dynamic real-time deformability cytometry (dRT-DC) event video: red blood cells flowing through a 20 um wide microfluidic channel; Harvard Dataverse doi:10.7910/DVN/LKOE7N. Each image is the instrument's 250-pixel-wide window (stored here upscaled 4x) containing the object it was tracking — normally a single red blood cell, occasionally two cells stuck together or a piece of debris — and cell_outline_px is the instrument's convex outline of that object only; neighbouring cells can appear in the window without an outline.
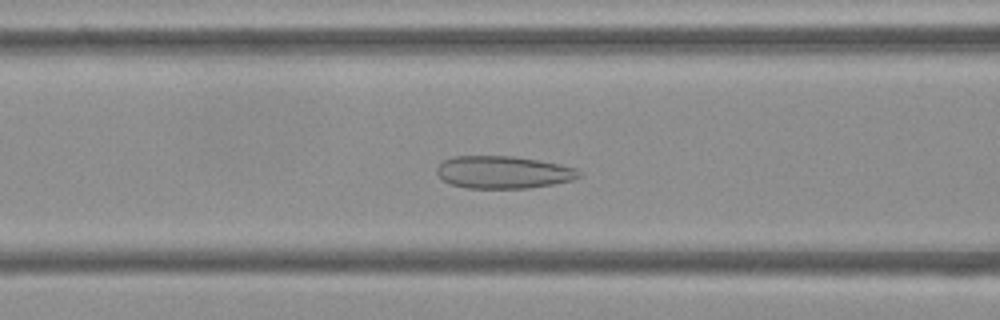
{"species": "Egyptian fruit bat (a non-hibernating species)", "species_latin": "Rousettus aegyptiacus", "temperature_condition": "cold", "stored_images_in_passage": 55, "camera_frame_rate_fps": 3000, "um_per_image_px": 0.085, "frame": {"image": 1, "passage_image": 22, "time_ms": 7.0, "image_size_px": [1000, 320], "cell_outline_px": [[580, 176], [572, 180], [552, 184], [528, 188], [468, 188], [452, 184], [444, 180], [436, 172], [436, 168], [444, 160], [452, 156], [512, 156], [560, 164], [576, 168], [580, 172]], "centroid_in_image_um": [42.77, 14.63], "position_along_channel_um": 123.8, "area_um2": 26.7}}
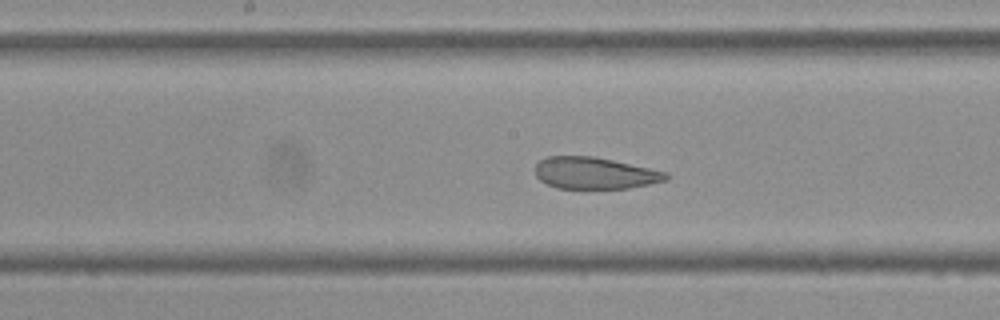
{"frame": {"image": 2, "passage_image": 28, "time_ms": 9.0, "image_size_px": [1000, 320], "cell_outline_px": [[668, 180], [628, 188], [556, 188], [540, 180], [536, 176], [536, 164], [540, 160], [548, 156], [592, 156], [612, 160], [668, 172]], "centroid_in_image_um": [50.55, 14.71], "position_along_channel_um": 197.7, "area_um2": 23.99}}
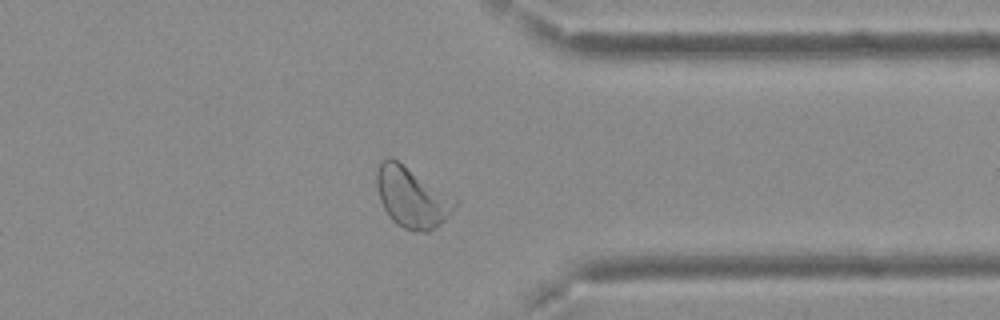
{"frame": {"image": 3, "passage_image": 43, "time_ms": 14.0, "image_size_px": [1000, 320], "cell_outline_px": [[460, 200], [456, 208], [440, 224], [428, 232], [412, 232], [396, 224], [388, 216], [380, 200], [376, 184], [376, 172], [380, 160], [388, 156], [392, 156], [456, 196]], "centroid_in_image_um": [35.04, 16.73], "position_along_channel_um": 376.4, "area_um2": 28.55}, "authors_computed_cell_mechanics": {"area_um2": 28.5532, "velocity_mm_per_s": 3.6885, "shape_relaxation_time_tau1_ms": null, "shape_relaxation_time_tau2_ms": 1.1452, "deformation_change_tau1": null, "deformation_change_tau2": 0.0673}}